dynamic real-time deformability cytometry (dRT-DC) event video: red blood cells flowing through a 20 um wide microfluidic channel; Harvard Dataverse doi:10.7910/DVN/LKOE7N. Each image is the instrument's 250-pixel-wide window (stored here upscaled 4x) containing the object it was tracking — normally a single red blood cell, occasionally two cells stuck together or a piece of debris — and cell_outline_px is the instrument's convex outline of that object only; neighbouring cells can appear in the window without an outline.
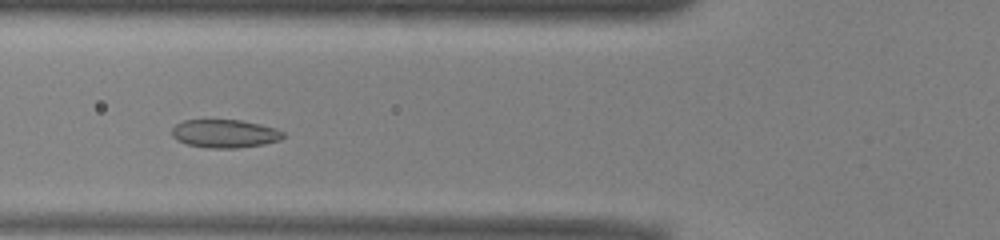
{"species": "common noctule bat (a hibernating species)", "species_latin": "Nyctalus noctula", "temperature_condition": "warm", "stored_images_in_passage": 45, "camera_frame_rate_fps": 3000, "um_per_image_px": 0.085, "animal": {"sex": "male", "body_mass_g": 13.0, "forearm_length_mm": 53.1}, "frame": {"image": 1, "passage_image": 12, "time_ms": 3.667, "image_size_px": [1000, 240], "cell_outline_px": [[284, 136], [280, 140], [264, 144], [236, 148], [208, 148], [188, 144], [176, 140], [172, 136], [172, 128], [176, 124], [184, 120], [240, 120], [260, 124], [276, 128], [284, 132]], "centroid_in_image_um": [19.11, 11.36], "position_along_channel_um": 106.7, "area_um2": 18.32}}
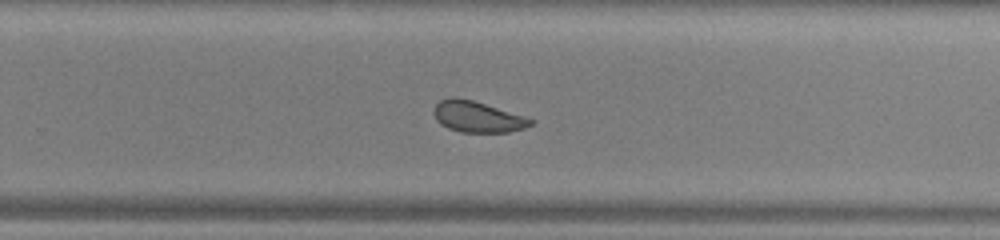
{"frame": {"image": 2, "passage_image": 26, "time_ms": 8.333, "image_size_px": [1000, 240], "cell_outline_px": [[536, 120], [532, 124], [524, 128], [508, 132], [460, 132], [448, 128], [440, 124], [436, 120], [432, 112], [432, 108], [440, 100], [448, 96], [456, 96], [472, 100], [524, 116]], "centroid_in_image_um": [40.53, 9.91], "position_along_channel_um": 289.3, "area_um2": 17.69}}
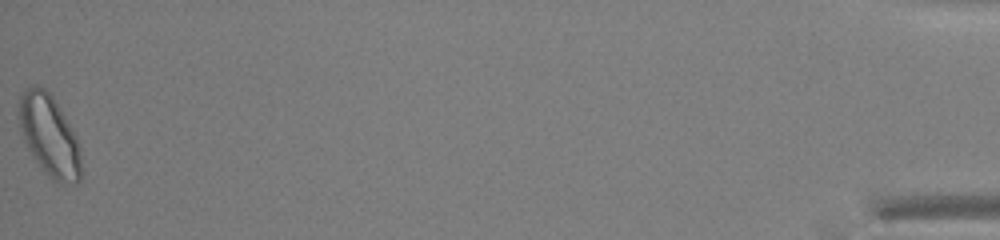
{"frame": {"image": 3, "passage_image": 45, "time_ms": 14.667, "image_size_px": [1000, 240], "cell_outline_px": [[80, 180], [76, 184], [60, 184], [52, 180], [40, 168], [32, 156], [24, 140], [20, 128], [20, 92], [24, 88], [32, 84], [44, 88], [52, 96], [72, 128], [76, 136], [80, 148]], "centroid_in_image_um": [4.19, 11.55], "position_along_channel_um": 431.0, "area_um2": 29.48}, "authors_computed_cell_mechanics": {"area_um2": 19.4208, "velocity_mm_per_s": 3.9185, "shape_relaxation_time_tau1_ms": 3.1085, "shape_relaxation_time_tau2_ms": 1.3679, "deformation_change_tau1": 0.0737, "deformation_change_tau2": 0.0577}}